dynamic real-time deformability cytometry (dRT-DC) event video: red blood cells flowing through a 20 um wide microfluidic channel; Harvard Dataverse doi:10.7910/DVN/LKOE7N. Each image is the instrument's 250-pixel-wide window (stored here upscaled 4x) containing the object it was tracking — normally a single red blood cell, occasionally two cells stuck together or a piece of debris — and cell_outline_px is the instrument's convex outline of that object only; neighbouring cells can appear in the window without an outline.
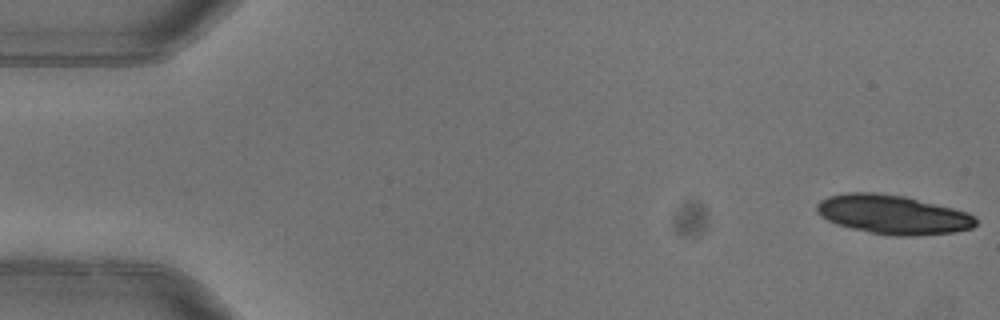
{"species": "common noctule bat (a hibernating species)", "species_latin": "Nyctalus noctula", "temperature_condition": "warm", "stored_images_in_passage": 2, "camera_frame_rate_fps": 3000, "um_per_image_px": 0.085, "animal": {"sex": "female"}, "frame": {"image": 1, "passage_image": 1, "time_ms": 0.0, "image_size_px": [1000, 320], "cell_outline_px": [[976, 224], [972, 228], [952, 232], [916, 236], [896, 236], [868, 232], [836, 224], [820, 216], [816, 212], [816, 204], [820, 200], [828, 196], [848, 192], [876, 192], [904, 196], [968, 212], [976, 216]], "centroid_in_image_um": [75.87, 18.23], "position_along_channel_um": 9.1, "area_um2": 36.3}}